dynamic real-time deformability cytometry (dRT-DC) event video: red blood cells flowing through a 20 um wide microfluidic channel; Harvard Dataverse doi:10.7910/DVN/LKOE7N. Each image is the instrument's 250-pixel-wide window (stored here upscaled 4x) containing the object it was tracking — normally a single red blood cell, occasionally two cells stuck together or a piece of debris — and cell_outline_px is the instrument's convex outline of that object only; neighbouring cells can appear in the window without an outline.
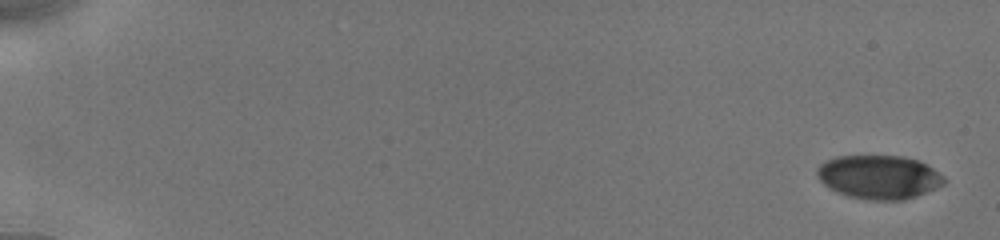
{"species": "human", "species_latin": "Homo sapiens", "temperature_condition": "cold", "stored_images_in_passage": 22, "camera_frame_rate_fps": 3000, "um_per_image_px": 0.085, "donor": {"sex": "male"}, "frame": {"image": 1, "passage_image": 1, "time_ms": 0.0, "image_size_px": [1000, 240], "cell_outline_px": [[948, 180], [944, 184], [936, 188], [916, 196], [904, 200], [868, 200], [848, 196], [836, 192], [828, 188], [816, 176], [816, 168], [820, 164], [836, 156], [904, 156], [920, 160], [928, 164], [944, 176]], "centroid_in_image_um": [74.73, 15.05], "position_along_channel_um": 10.3, "area_um2": 32.77}}
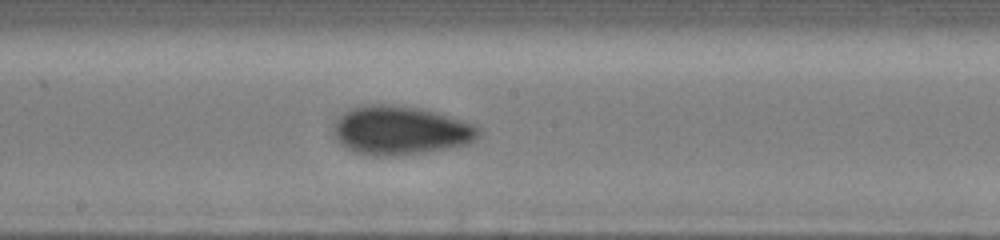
{"frame": {"image": 2, "passage_image": 13, "time_ms": 10.0, "image_size_px": [1000, 240], "cell_outline_px": [[480, 136], [476, 140], [468, 144], [448, 148], [424, 152], [384, 156], [372, 156], [356, 152], [340, 144], [332, 132], [336, 120], [344, 112], [352, 108], [368, 104], [388, 104], [420, 108], [436, 112], [476, 124], [480, 128]], "centroid_in_image_um": [34.06, 11.08], "position_along_channel_um": 214.1, "area_um2": 41.27}}
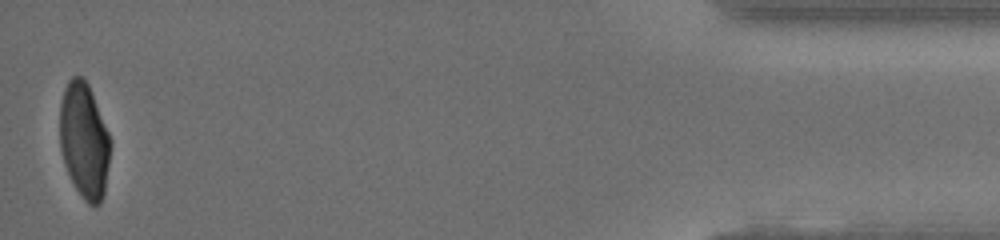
{"frame": {"image": 3, "passage_image": 22, "time_ms": 17.333, "image_size_px": [1000, 240], "cell_outline_px": [[112, 144], [104, 192], [100, 204], [88, 204], [84, 200], [76, 188], [64, 164], [60, 148], [60, 104], [64, 88], [68, 80], [72, 76], [84, 76], [88, 84], [112, 140]], "centroid_in_image_um": [7.16, 11.92], "position_along_channel_um": 428.0, "area_um2": 34.16}, "authors_computed_cell_mechanics": {"area_um2": 36.8186, "velocity_mm_per_s": 3.9278, "shape_relaxation_time_tau1_ms": 3.4467, "shape_relaxation_time_tau2_ms": 0.9117, "deformation_change_tau1": 0.1113, "deformation_change_tau2": 0.0338}}